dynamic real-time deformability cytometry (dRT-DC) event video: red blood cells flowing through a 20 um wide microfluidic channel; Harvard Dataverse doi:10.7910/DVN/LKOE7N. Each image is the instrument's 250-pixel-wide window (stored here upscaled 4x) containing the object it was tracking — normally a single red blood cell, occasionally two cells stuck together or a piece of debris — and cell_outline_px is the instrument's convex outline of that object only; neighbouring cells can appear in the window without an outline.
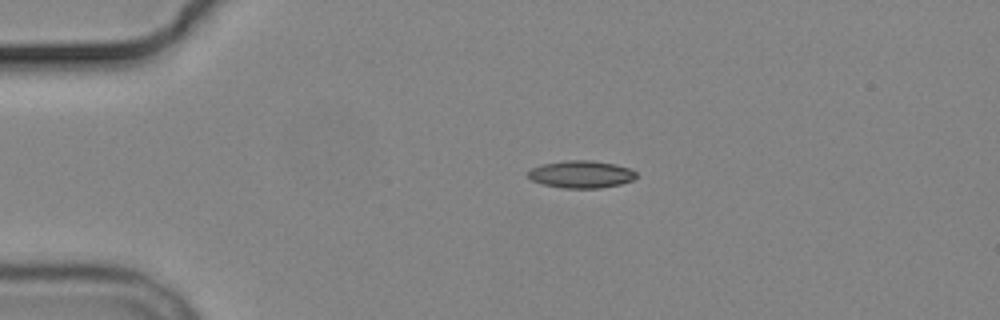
{"species": "common noctule bat (a hibernating species)", "species_latin": "Nyctalus noctula", "temperature_condition": "cold", "stored_images_in_passage": 2, "camera_frame_rate_fps": 3000, "um_per_image_px": 0.085, "animal": {"sex": "male", "body_mass_g": 19.2, "forearm_length_mm": 51.8}, "frame": {"image": 1, "passage_image": 1, "time_ms": 0.0, "image_size_px": [1000, 320], "cell_outline_px": [[636, 176], [632, 180], [620, 184], [600, 188], [564, 188], [544, 184], [532, 180], [524, 172], [528, 168], [540, 164], [564, 160], [592, 160], [616, 164], [628, 168], [636, 172]], "centroid_in_image_um": [49.33, 14.8], "position_along_channel_um": 35.7, "area_um2": 17.46}}